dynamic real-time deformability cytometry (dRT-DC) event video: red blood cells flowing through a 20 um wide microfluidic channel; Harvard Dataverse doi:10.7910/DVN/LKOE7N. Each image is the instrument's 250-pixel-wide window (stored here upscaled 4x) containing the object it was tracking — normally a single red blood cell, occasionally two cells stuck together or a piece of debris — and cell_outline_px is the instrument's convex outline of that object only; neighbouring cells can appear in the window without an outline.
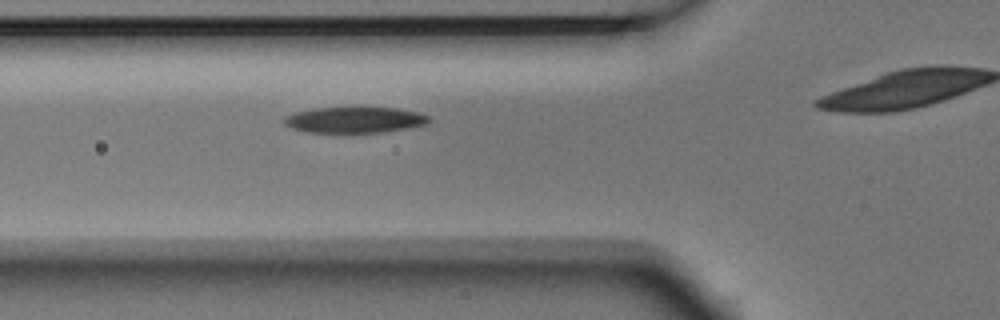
{"species": "Egyptian fruit bat (a non-hibernating species)", "species_latin": "Rousettus aegyptiacus", "temperature_condition": "room temperature", "stored_images_in_passage": 4, "camera_frame_rate_fps": 3000, "um_per_image_px": 0.085, "animal": {"sex": "male"}, "frame": {"image": 1, "passage_image": 3, "time_ms": 0.667, "image_size_px": [1000, 320], "cell_outline_px": [[432, 120], [428, 124], [408, 128], [384, 132], [308, 132], [292, 128], [284, 124], [284, 116], [296, 112], [316, 108], [396, 108], [416, 112], [428, 116]], "centroid_in_image_um": [30.17, 10.19], "position_along_channel_um": 95.6, "area_um2": 21.68}}